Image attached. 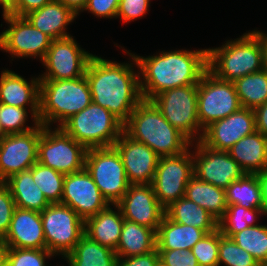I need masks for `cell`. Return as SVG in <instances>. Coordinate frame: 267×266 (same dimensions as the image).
Returning <instances> with one entry per match:
<instances>
[{
  "mask_svg": "<svg viewBox=\"0 0 267 266\" xmlns=\"http://www.w3.org/2000/svg\"><path fill=\"white\" fill-rule=\"evenodd\" d=\"M133 63H117L93 55L85 72L92 102L106 108L123 124L143 100L140 91L139 70L134 54L125 50Z\"/></svg>",
  "mask_w": 267,
  "mask_h": 266,
  "instance_id": "1",
  "label": "cell"
},
{
  "mask_svg": "<svg viewBox=\"0 0 267 266\" xmlns=\"http://www.w3.org/2000/svg\"><path fill=\"white\" fill-rule=\"evenodd\" d=\"M142 99L151 100L166 90L198 85L208 70V49L162 51L153 56L135 55ZM143 79V80H141Z\"/></svg>",
  "mask_w": 267,
  "mask_h": 266,
  "instance_id": "2",
  "label": "cell"
},
{
  "mask_svg": "<svg viewBox=\"0 0 267 266\" xmlns=\"http://www.w3.org/2000/svg\"><path fill=\"white\" fill-rule=\"evenodd\" d=\"M123 132L159 157L178 155L193 143L174 128L151 100H142L123 124Z\"/></svg>",
  "mask_w": 267,
  "mask_h": 266,
  "instance_id": "3",
  "label": "cell"
},
{
  "mask_svg": "<svg viewBox=\"0 0 267 266\" xmlns=\"http://www.w3.org/2000/svg\"><path fill=\"white\" fill-rule=\"evenodd\" d=\"M91 102V92L85 75L76 79L40 80L38 121L49 127L59 122L56 126L61 127Z\"/></svg>",
  "mask_w": 267,
  "mask_h": 266,
  "instance_id": "4",
  "label": "cell"
},
{
  "mask_svg": "<svg viewBox=\"0 0 267 266\" xmlns=\"http://www.w3.org/2000/svg\"><path fill=\"white\" fill-rule=\"evenodd\" d=\"M262 69L263 49L253 31L208 49V70L221 80L234 82Z\"/></svg>",
  "mask_w": 267,
  "mask_h": 266,
  "instance_id": "5",
  "label": "cell"
},
{
  "mask_svg": "<svg viewBox=\"0 0 267 266\" xmlns=\"http://www.w3.org/2000/svg\"><path fill=\"white\" fill-rule=\"evenodd\" d=\"M61 128L86 149L113 146L123 133V123L94 102L69 118Z\"/></svg>",
  "mask_w": 267,
  "mask_h": 266,
  "instance_id": "6",
  "label": "cell"
},
{
  "mask_svg": "<svg viewBox=\"0 0 267 266\" xmlns=\"http://www.w3.org/2000/svg\"><path fill=\"white\" fill-rule=\"evenodd\" d=\"M84 168L111 205H116L130 185L121 156L114 146L87 149Z\"/></svg>",
  "mask_w": 267,
  "mask_h": 266,
  "instance_id": "7",
  "label": "cell"
},
{
  "mask_svg": "<svg viewBox=\"0 0 267 266\" xmlns=\"http://www.w3.org/2000/svg\"><path fill=\"white\" fill-rule=\"evenodd\" d=\"M151 101L161 111L163 117L192 143L201 140V126L197 110V85L166 90L154 96Z\"/></svg>",
  "mask_w": 267,
  "mask_h": 266,
  "instance_id": "8",
  "label": "cell"
},
{
  "mask_svg": "<svg viewBox=\"0 0 267 266\" xmlns=\"http://www.w3.org/2000/svg\"><path fill=\"white\" fill-rule=\"evenodd\" d=\"M87 149L68 135L61 127L52 130L41 124L38 144V162L63 174L84 169Z\"/></svg>",
  "mask_w": 267,
  "mask_h": 266,
  "instance_id": "9",
  "label": "cell"
},
{
  "mask_svg": "<svg viewBox=\"0 0 267 266\" xmlns=\"http://www.w3.org/2000/svg\"><path fill=\"white\" fill-rule=\"evenodd\" d=\"M40 214L46 249L64 258L85 234V221L71 207L61 203L50 204Z\"/></svg>",
  "mask_w": 267,
  "mask_h": 266,
  "instance_id": "10",
  "label": "cell"
},
{
  "mask_svg": "<svg viewBox=\"0 0 267 266\" xmlns=\"http://www.w3.org/2000/svg\"><path fill=\"white\" fill-rule=\"evenodd\" d=\"M233 82L221 80L207 70L197 85V110L204 130L213 122L223 119L241 108Z\"/></svg>",
  "mask_w": 267,
  "mask_h": 266,
  "instance_id": "11",
  "label": "cell"
},
{
  "mask_svg": "<svg viewBox=\"0 0 267 266\" xmlns=\"http://www.w3.org/2000/svg\"><path fill=\"white\" fill-rule=\"evenodd\" d=\"M189 149L192 148L178 155L159 157L152 186L164 208L184 197L187 183L194 176L193 153Z\"/></svg>",
  "mask_w": 267,
  "mask_h": 266,
  "instance_id": "12",
  "label": "cell"
},
{
  "mask_svg": "<svg viewBox=\"0 0 267 266\" xmlns=\"http://www.w3.org/2000/svg\"><path fill=\"white\" fill-rule=\"evenodd\" d=\"M2 15L9 26L0 33V49L8 52L11 58L38 57L42 61L53 39L35 28L24 16Z\"/></svg>",
  "mask_w": 267,
  "mask_h": 266,
  "instance_id": "13",
  "label": "cell"
},
{
  "mask_svg": "<svg viewBox=\"0 0 267 266\" xmlns=\"http://www.w3.org/2000/svg\"><path fill=\"white\" fill-rule=\"evenodd\" d=\"M93 54L81 49L73 36L52 40L42 64L46 72L40 80L76 79L85 75Z\"/></svg>",
  "mask_w": 267,
  "mask_h": 266,
  "instance_id": "14",
  "label": "cell"
},
{
  "mask_svg": "<svg viewBox=\"0 0 267 266\" xmlns=\"http://www.w3.org/2000/svg\"><path fill=\"white\" fill-rule=\"evenodd\" d=\"M41 123L24 133L5 135L0 140V182L29 170L38 162Z\"/></svg>",
  "mask_w": 267,
  "mask_h": 266,
  "instance_id": "15",
  "label": "cell"
},
{
  "mask_svg": "<svg viewBox=\"0 0 267 266\" xmlns=\"http://www.w3.org/2000/svg\"><path fill=\"white\" fill-rule=\"evenodd\" d=\"M195 145L194 175L199 180L226 189L233 181L245 174L227 151L210 149L201 141L195 142Z\"/></svg>",
  "mask_w": 267,
  "mask_h": 266,
  "instance_id": "16",
  "label": "cell"
},
{
  "mask_svg": "<svg viewBox=\"0 0 267 266\" xmlns=\"http://www.w3.org/2000/svg\"><path fill=\"white\" fill-rule=\"evenodd\" d=\"M61 204L71 207L84 221L110 205L85 168L65 175Z\"/></svg>",
  "mask_w": 267,
  "mask_h": 266,
  "instance_id": "17",
  "label": "cell"
},
{
  "mask_svg": "<svg viewBox=\"0 0 267 266\" xmlns=\"http://www.w3.org/2000/svg\"><path fill=\"white\" fill-rule=\"evenodd\" d=\"M124 219L157 232L165 215V208L156 198L152 184H130L116 204Z\"/></svg>",
  "mask_w": 267,
  "mask_h": 266,
  "instance_id": "18",
  "label": "cell"
},
{
  "mask_svg": "<svg viewBox=\"0 0 267 266\" xmlns=\"http://www.w3.org/2000/svg\"><path fill=\"white\" fill-rule=\"evenodd\" d=\"M255 131L254 110L241 107L231 115L208 126L200 141L210 149L227 151L241 138Z\"/></svg>",
  "mask_w": 267,
  "mask_h": 266,
  "instance_id": "19",
  "label": "cell"
},
{
  "mask_svg": "<svg viewBox=\"0 0 267 266\" xmlns=\"http://www.w3.org/2000/svg\"><path fill=\"white\" fill-rule=\"evenodd\" d=\"M119 152L130 184H152L159 156L124 132L113 145Z\"/></svg>",
  "mask_w": 267,
  "mask_h": 266,
  "instance_id": "20",
  "label": "cell"
},
{
  "mask_svg": "<svg viewBox=\"0 0 267 266\" xmlns=\"http://www.w3.org/2000/svg\"><path fill=\"white\" fill-rule=\"evenodd\" d=\"M39 76L29 82L12 70H3L0 75V103L26 109L30 106L32 122L39 123Z\"/></svg>",
  "mask_w": 267,
  "mask_h": 266,
  "instance_id": "21",
  "label": "cell"
},
{
  "mask_svg": "<svg viewBox=\"0 0 267 266\" xmlns=\"http://www.w3.org/2000/svg\"><path fill=\"white\" fill-rule=\"evenodd\" d=\"M2 240L12 248L46 249L40 212L16 207L8 233Z\"/></svg>",
  "mask_w": 267,
  "mask_h": 266,
  "instance_id": "22",
  "label": "cell"
},
{
  "mask_svg": "<svg viewBox=\"0 0 267 266\" xmlns=\"http://www.w3.org/2000/svg\"><path fill=\"white\" fill-rule=\"evenodd\" d=\"M24 17L39 31L55 40L71 36L66 32L67 25L75 20L77 14L59 1L52 0Z\"/></svg>",
  "mask_w": 267,
  "mask_h": 266,
  "instance_id": "23",
  "label": "cell"
},
{
  "mask_svg": "<svg viewBox=\"0 0 267 266\" xmlns=\"http://www.w3.org/2000/svg\"><path fill=\"white\" fill-rule=\"evenodd\" d=\"M112 206L117 211H114L110 204L104 210L86 219L84 233L93 241L115 251L120 239L124 217L117 205Z\"/></svg>",
  "mask_w": 267,
  "mask_h": 266,
  "instance_id": "24",
  "label": "cell"
},
{
  "mask_svg": "<svg viewBox=\"0 0 267 266\" xmlns=\"http://www.w3.org/2000/svg\"><path fill=\"white\" fill-rule=\"evenodd\" d=\"M227 152L245 173H258L267 166V137L255 131L241 138Z\"/></svg>",
  "mask_w": 267,
  "mask_h": 266,
  "instance_id": "25",
  "label": "cell"
},
{
  "mask_svg": "<svg viewBox=\"0 0 267 266\" xmlns=\"http://www.w3.org/2000/svg\"><path fill=\"white\" fill-rule=\"evenodd\" d=\"M206 234L202 229L176 223L164 215L156 232V249L191 250Z\"/></svg>",
  "mask_w": 267,
  "mask_h": 266,
  "instance_id": "26",
  "label": "cell"
},
{
  "mask_svg": "<svg viewBox=\"0 0 267 266\" xmlns=\"http://www.w3.org/2000/svg\"><path fill=\"white\" fill-rule=\"evenodd\" d=\"M156 249V232L146 226L124 219L115 249L118 258L148 254Z\"/></svg>",
  "mask_w": 267,
  "mask_h": 266,
  "instance_id": "27",
  "label": "cell"
},
{
  "mask_svg": "<svg viewBox=\"0 0 267 266\" xmlns=\"http://www.w3.org/2000/svg\"><path fill=\"white\" fill-rule=\"evenodd\" d=\"M4 183L9 187L18 208L41 212L50 205L33 181L32 167L11 176Z\"/></svg>",
  "mask_w": 267,
  "mask_h": 266,
  "instance_id": "28",
  "label": "cell"
},
{
  "mask_svg": "<svg viewBox=\"0 0 267 266\" xmlns=\"http://www.w3.org/2000/svg\"><path fill=\"white\" fill-rule=\"evenodd\" d=\"M69 266H118V256L109 247L100 245L83 235L65 257Z\"/></svg>",
  "mask_w": 267,
  "mask_h": 266,
  "instance_id": "29",
  "label": "cell"
},
{
  "mask_svg": "<svg viewBox=\"0 0 267 266\" xmlns=\"http://www.w3.org/2000/svg\"><path fill=\"white\" fill-rule=\"evenodd\" d=\"M184 197L204 208L217 221L224 216L228 206L225 189L201 181L195 175L187 183Z\"/></svg>",
  "mask_w": 267,
  "mask_h": 266,
  "instance_id": "30",
  "label": "cell"
},
{
  "mask_svg": "<svg viewBox=\"0 0 267 266\" xmlns=\"http://www.w3.org/2000/svg\"><path fill=\"white\" fill-rule=\"evenodd\" d=\"M165 215L172 221L204 230L207 234L218 229V221L195 202L182 197L165 208Z\"/></svg>",
  "mask_w": 267,
  "mask_h": 266,
  "instance_id": "31",
  "label": "cell"
},
{
  "mask_svg": "<svg viewBox=\"0 0 267 266\" xmlns=\"http://www.w3.org/2000/svg\"><path fill=\"white\" fill-rule=\"evenodd\" d=\"M242 107L255 109L267 102V70L248 74L233 82Z\"/></svg>",
  "mask_w": 267,
  "mask_h": 266,
  "instance_id": "32",
  "label": "cell"
},
{
  "mask_svg": "<svg viewBox=\"0 0 267 266\" xmlns=\"http://www.w3.org/2000/svg\"><path fill=\"white\" fill-rule=\"evenodd\" d=\"M227 205H240L246 209H262L261 192L255 174L245 173L226 189Z\"/></svg>",
  "mask_w": 267,
  "mask_h": 266,
  "instance_id": "33",
  "label": "cell"
},
{
  "mask_svg": "<svg viewBox=\"0 0 267 266\" xmlns=\"http://www.w3.org/2000/svg\"><path fill=\"white\" fill-rule=\"evenodd\" d=\"M263 216L262 209H246L240 205H228L224 216L218 221V229L226 237L250 227L258 225V216Z\"/></svg>",
  "mask_w": 267,
  "mask_h": 266,
  "instance_id": "34",
  "label": "cell"
},
{
  "mask_svg": "<svg viewBox=\"0 0 267 266\" xmlns=\"http://www.w3.org/2000/svg\"><path fill=\"white\" fill-rule=\"evenodd\" d=\"M231 238L238 246L250 253L260 265L267 263V225L250 226Z\"/></svg>",
  "mask_w": 267,
  "mask_h": 266,
  "instance_id": "35",
  "label": "cell"
},
{
  "mask_svg": "<svg viewBox=\"0 0 267 266\" xmlns=\"http://www.w3.org/2000/svg\"><path fill=\"white\" fill-rule=\"evenodd\" d=\"M32 177L50 204L61 203L65 174L36 162L32 166Z\"/></svg>",
  "mask_w": 267,
  "mask_h": 266,
  "instance_id": "36",
  "label": "cell"
},
{
  "mask_svg": "<svg viewBox=\"0 0 267 266\" xmlns=\"http://www.w3.org/2000/svg\"><path fill=\"white\" fill-rule=\"evenodd\" d=\"M219 266H261L246 250L238 246L230 237L221 234L219 230Z\"/></svg>",
  "mask_w": 267,
  "mask_h": 266,
  "instance_id": "37",
  "label": "cell"
},
{
  "mask_svg": "<svg viewBox=\"0 0 267 266\" xmlns=\"http://www.w3.org/2000/svg\"><path fill=\"white\" fill-rule=\"evenodd\" d=\"M27 109L0 103V126L5 135L24 133L34 129L39 123L25 126L27 123Z\"/></svg>",
  "mask_w": 267,
  "mask_h": 266,
  "instance_id": "38",
  "label": "cell"
},
{
  "mask_svg": "<svg viewBox=\"0 0 267 266\" xmlns=\"http://www.w3.org/2000/svg\"><path fill=\"white\" fill-rule=\"evenodd\" d=\"M219 229L206 234L191 249L199 266H219Z\"/></svg>",
  "mask_w": 267,
  "mask_h": 266,
  "instance_id": "39",
  "label": "cell"
},
{
  "mask_svg": "<svg viewBox=\"0 0 267 266\" xmlns=\"http://www.w3.org/2000/svg\"><path fill=\"white\" fill-rule=\"evenodd\" d=\"M54 256L47 249L8 247L7 266H47L46 258Z\"/></svg>",
  "mask_w": 267,
  "mask_h": 266,
  "instance_id": "40",
  "label": "cell"
},
{
  "mask_svg": "<svg viewBox=\"0 0 267 266\" xmlns=\"http://www.w3.org/2000/svg\"><path fill=\"white\" fill-rule=\"evenodd\" d=\"M15 208L9 187L0 182V239L8 233Z\"/></svg>",
  "mask_w": 267,
  "mask_h": 266,
  "instance_id": "41",
  "label": "cell"
},
{
  "mask_svg": "<svg viewBox=\"0 0 267 266\" xmlns=\"http://www.w3.org/2000/svg\"><path fill=\"white\" fill-rule=\"evenodd\" d=\"M150 0H120L116 17L124 22L142 18L149 9Z\"/></svg>",
  "mask_w": 267,
  "mask_h": 266,
  "instance_id": "42",
  "label": "cell"
},
{
  "mask_svg": "<svg viewBox=\"0 0 267 266\" xmlns=\"http://www.w3.org/2000/svg\"><path fill=\"white\" fill-rule=\"evenodd\" d=\"M160 261L166 266H199L191 250H157Z\"/></svg>",
  "mask_w": 267,
  "mask_h": 266,
  "instance_id": "43",
  "label": "cell"
},
{
  "mask_svg": "<svg viewBox=\"0 0 267 266\" xmlns=\"http://www.w3.org/2000/svg\"><path fill=\"white\" fill-rule=\"evenodd\" d=\"M120 0H88L83 11L101 18H116Z\"/></svg>",
  "mask_w": 267,
  "mask_h": 266,
  "instance_id": "44",
  "label": "cell"
},
{
  "mask_svg": "<svg viewBox=\"0 0 267 266\" xmlns=\"http://www.w3.org/2000/svg\"><path fill=\"white\" fill-rule=\"evenodd\" d=\"M159 260V252L155 249L145 255L119 258L118 266H156Z\"/></svg>",
  "mask_w": 267,
  "mask_h": 266,
  "instance_id": "45",
  "label": "cell"
},
{
  "mask_svg": "<svg viewBox=\"0 0 267 266\" xmlns=\"http://www.w3.org/2000/svg\"><path fill=\"white\" fill-rule=\"evenodd\" d=\"M52 0H19L8 13L14 16H25L29 12L37 10Z\"/></svg>",
  "mask_w": 267,
  "mask_h": 266,
  "instance_id": "46",
  "label": "cell"
},
{
  "mask_svg": "<svg viewBox=\"0 0 267 266\" xmlns=\"http://www.w3.org/2000/svg\"><path fill=\"white\" fill-rule=\"evenodd\" d=\"M256 131L267 137V102L254 109Z\"/></svg>",
  "mask_w": 267,
  "mask_h": 266,
  "instance_id": "47",
  "label": "cell"
},
{
  "mask_svg": "<svg viewBox=\"0 0 267 266\" xmlns=\"http://www.w3.org/2000/svg\"><path fill=\"white\" fill-rule=\"evenodd\" d=\"M256 178L261 192L262 212L265 216L267 215V166L262 171L256 173Z\"/></svg>",
  "mask_w": 267,
  "mask_h": 266,
  "instance_id": "48",
  "label": "cell"
},
{
  "mask_svg": "<svg viewBox=\"0 0 267 266\" xmlns=\"http://www.w3.org/2000/svg\"><path fill=\"white\" fill-rule=\"evenodd\" d=\"M62 3L64 6L72 9L77 15L80 12H83L88 0H57Z\"/></svg>",
  "mask_w": 267,
  "mask_h": 266,
  "instance_id": "49",
  "label": "cell"
},
{
  "mask_svg": "<svg viewBox=\"0 0 267 266\" xmlns=\"http://www.w3.org/2000/svg\"><path fill=\"white\" fill-rule=\"evenodd\" d=\"M260 39L263 49V68L267 70V34L260 32V30H252Z\"/></svg>",
  "mask_w": 267,
  "mask_h": 266,
  "instance_id": "50",
  "label": "cell"
},
{
  "mask_svg": "<svg viewBox=\"0 0 267 266\" xmlns=\"http://www.w3.org/2000/svg\"><path fill=\"white\" fill-rule=\"evenodd\" d=\"M8 246L0 239V266H7Z\"/></svg>",
  "mask_w": 267,
  "mask_h": 266,
  "instance_id": "51",
  "label": "cell"
},
{
  "mask_svg": "<svg viewBox=\"0 0 267 266\" xmlns=\"http://www.w3.org/2000/svg\"><path fill=\"white\" fill-rule=\"evenodd\" d=\"M19 0H2V12L8 13V11L18 2Z\"/></svg>",
  "mask_w": 267,
  "mask_h": 266,
  "instance_id": "52",
  "label": "cell"
},
{
  "mask_svg": "<svg viewBox=\"0 0 267 266\" xmlns=\"http://www.w3.org/2000/svg\"><path fill=\"white\" fill-rule=\"evenodd\" d=\"M3 137H5V134H4V132H3L2 128H1V126H0V140H1Z\"/></svg>",
  "mask_w": 267,
  "mask_h": 266,
  "instance_id": "53",
  "label": "cell"
},
{
  "mask_svg": "<svg viewBox=\"0 0 267 266\" xmlns=\"http://www.w3.org/2000/svg\"><path fill=\"white\" fill-rule=\"evenodd\" d=\"M156 266H166V265L159 260Z\"/></svg>",
  "mask_w": 267,
  "mask_h": 266,
  "instance_id": "54",
  "label": "cell"
}]
</instances>
